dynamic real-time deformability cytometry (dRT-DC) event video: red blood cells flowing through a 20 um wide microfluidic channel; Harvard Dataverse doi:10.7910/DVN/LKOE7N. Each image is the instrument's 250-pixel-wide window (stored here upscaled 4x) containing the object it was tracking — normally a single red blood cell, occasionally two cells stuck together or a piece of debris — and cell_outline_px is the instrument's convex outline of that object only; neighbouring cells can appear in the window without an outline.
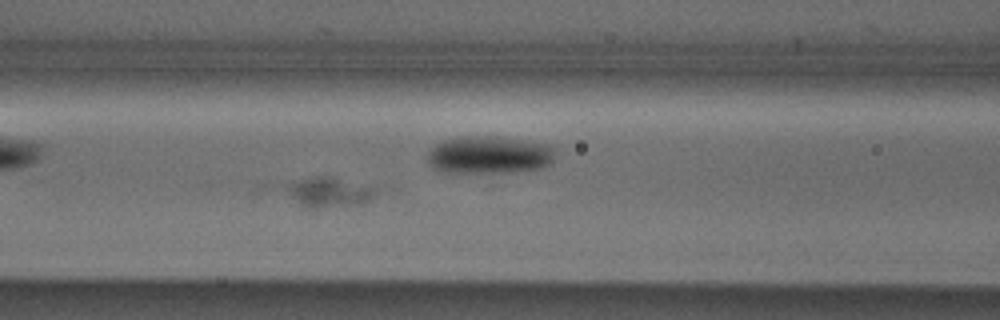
{"species": "Egyptian fruit bat (a non-hibernating species)", "species_latin": "Rousettus aegyptiacus", "temperature_condition": "cold", "stored_images_in_passage": 33, "camera_frame_rate_fps": 3000, "um_per_image_px": 0.085, "animal": {"sex": "male"}, "frame": {"image": 1, "passage_image": 16, "time_ms": 5.0, "image_size_px": [1000, 320], "cell_outline_px": [[376, 192], [364, 204], [316, 208], [304, 208], [288, 192], [288, 188], [292, 184], [304, 180], [320, 176], [376, 188]], "centroid_in_image_um": [28.01, 16.4], "position_along_channel_um": 138.6, "area_um2": 14.39}}
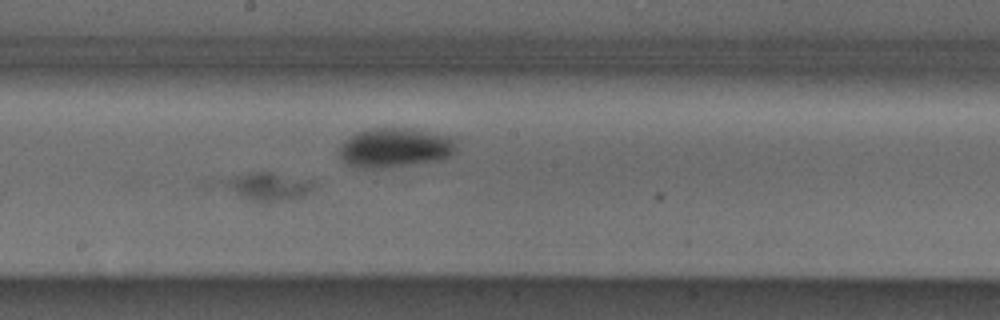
{"frame": {"image": 2, "passage_image": 23, "time_ms": 7.333, "image_size_px": [1000, 320], "cell_outline_px": [[316, 184], [308, 192], [300, 196], [264, 204], [248, 200], [224, 184], [228, 180], [236, 176], [256, 172], [268, 172], [308, 180]], "centroid_in_image_um": [22.85, 15.88], "position_along_channel_um": 225.4, "area_um2": 13.76}}